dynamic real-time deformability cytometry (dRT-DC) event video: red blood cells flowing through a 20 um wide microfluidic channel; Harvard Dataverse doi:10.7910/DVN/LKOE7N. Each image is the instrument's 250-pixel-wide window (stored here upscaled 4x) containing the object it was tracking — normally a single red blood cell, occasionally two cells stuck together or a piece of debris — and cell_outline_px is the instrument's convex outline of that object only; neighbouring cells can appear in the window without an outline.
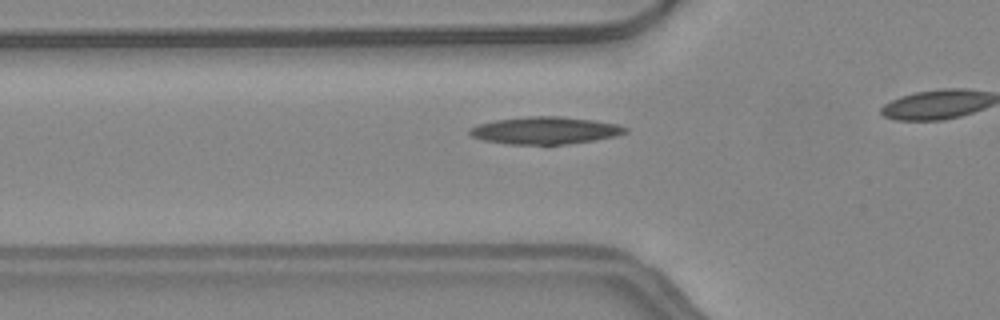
{"species": "common noctule bat (a hibernating species)", "species_latin": "Nyctalus noctula", "temperature_condition": "warm", "stored_images_in_passage": 28, "camera_frame_rate_fps": 3000, "um_per_image_px": 0.085, "animal": {"sex": "female", "body_mass_g": 24.6, "forearm_length_mm": 56.2}, "frame": {"image": 1, "passage_image": 9, "time_ms": 2.667, "image_size_px": [1000, 320], "cell_outline_px": [[628, 132], [612, 136], [592, 140], [568, 144], [508, 144], [484, 140], [472, 136], [468, 132], [468, 128], [476, 124], [496, 120], [528, 116], [560, 116], [592, 120], [616, 124], [628, 128]], "centroid_in_image_um": [46.28, 11.08], "position_along_channel_um": 79.5, "area_um2": 24.57}}